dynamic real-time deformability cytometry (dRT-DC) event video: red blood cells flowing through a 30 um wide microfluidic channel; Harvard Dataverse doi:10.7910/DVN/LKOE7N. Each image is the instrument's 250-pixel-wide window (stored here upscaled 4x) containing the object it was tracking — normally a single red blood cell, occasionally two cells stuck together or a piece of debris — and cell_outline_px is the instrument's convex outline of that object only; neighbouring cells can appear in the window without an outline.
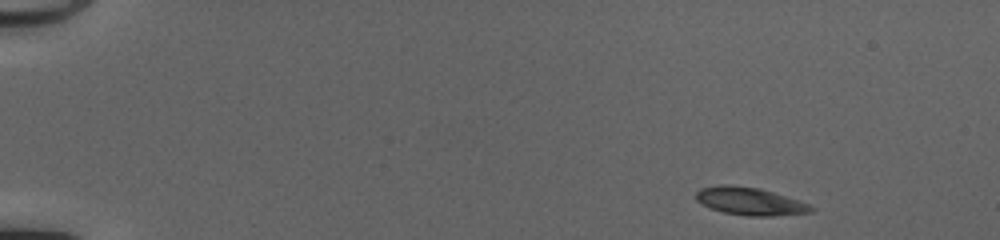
{"species": "common noctule bat (a hibernating species)", "species_latin": "Nyctalus noctula", "temperature_condition": "cold", "stored_images_in_passage": 46, "camera_frame_rate_fps": 3000, "um_per_image_px": 0.085, "animal": {"sex": "female", "body_mass_g": 20.0, "forearm_length_mm": 54.0}, "frame": {"image": 1, "passage_image": 1, "time_ms": 0.0, "image_size_px": [1000, 240], "cell_outline_px": [[816, 208], [812, 212], [772, 216], [748, 216], [724, 212], [712, 208], [696, 200], [696, 192], [700, 188], [720, 184], [728, 184], [760, 188], [800, 200], [812, 204]], "centroid_in_image_um": [63.8, 17.1], "position_along_channel_um": 21.2, "area_um2": 18.73}}
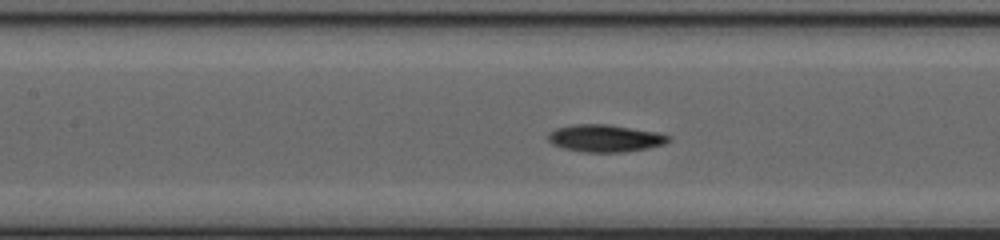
{"frame": {"image": 2, "passage_image": 20, "time_ms": 6.333, "image_size_px": [1000, 240], "cell_outline_px": [[672, 140], [664, 144], [648, 148], [624, 152], [584, 152], [564, 148], [552, 144], [548, 140], [548, 132], [556, 128], [576, 124], [608, 124], [660, 132], [672, 136]], "centroid_in_image_um": [51.48, 11.74], "position_along_channel_um": 155.9, "area_um2": 19.36}}
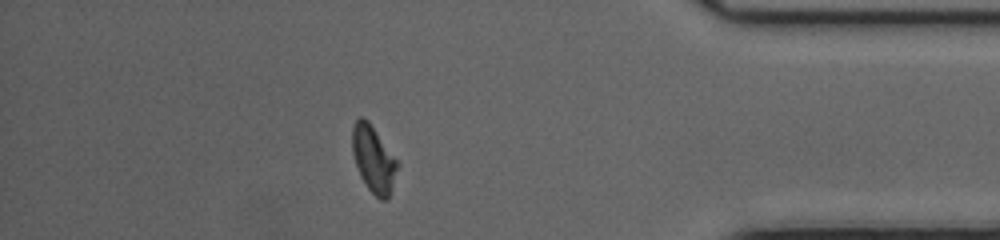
{"frame": {"image": 3, "passage_image": 40, "time_ms": 13.0, "image_size_px": [1000, 240], "cell_outline_px": [[400, 164], [388, 200], [380, 200], [368, 188], [360, 176], [352, 152], [352, 128], [356, 120], [360, 116], [364, 116], [368, 120]], "centroid_in_image_um": [31.76, 13.53], "position_along_channel_um": 403.4, "area_um2": 17.57}, "authors_computed_cell_mechanics": {"area_um2": 18.3804, "velocity_mm_per_s": 4.1348, "shape_relaxation_time_tau1_ms": 3.4984, "shape_relaxation_time_tau2_ms": 5.6581, "deformation_change_tau1": 0.1541, "deformation_change_tau2": 0.1085}}